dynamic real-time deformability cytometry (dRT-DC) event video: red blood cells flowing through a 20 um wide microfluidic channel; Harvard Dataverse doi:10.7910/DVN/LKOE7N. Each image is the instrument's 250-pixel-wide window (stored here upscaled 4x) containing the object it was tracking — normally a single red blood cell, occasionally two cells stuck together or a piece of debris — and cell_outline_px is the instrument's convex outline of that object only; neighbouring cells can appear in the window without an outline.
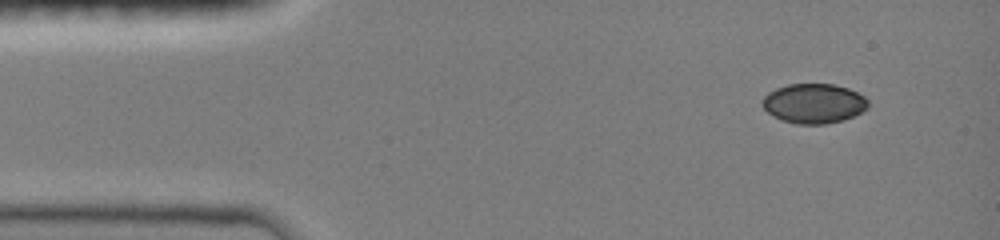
{"species": "common noctule bat (a hibernating species)", "species_latin": "Nyctalus noctula", "temperature_condition": "room temperature", "stored_images_in_passage": 44, "camera_frame_rate_fps": 3000, "um_per_image_px": 0.085, "animal": {"sex": "female", "body_mass_g": 19.0, "forearm_length_mm": 51.5}, "frame": {"image": 1, "passage_image": 1, "time_ms": 0.0, "image_size_px": [1000, 240], "cell_outline_px": [[868, 108], [852, 116], [840, 120], [824, 124], [796, 124], [784, 120], [768, 112], [764, 108], [764, 96], [768, 92], [776, 88], [788, 84], [832, 84], [848, 88], [864, 96], [868, 100]], "centroid_in_image_um": [69.19, 8.78], "position_along_channel_um": 15.8, "area_um2": 24.04}}
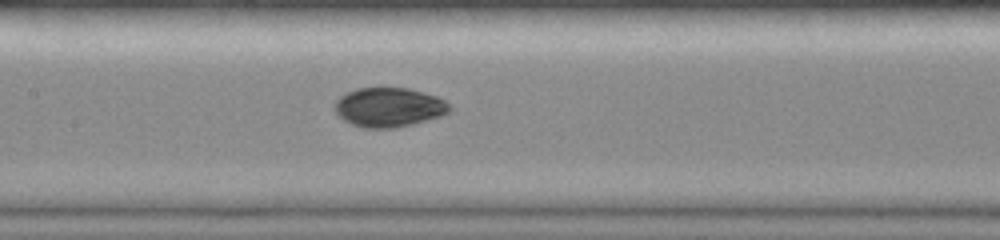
{"frame": {"image": 2, "passage_image": 19, "time_ms": 6.0, "image_size_px": [1000, 240], "cell_outline_px": [[452, 108], [448, 112], [440, 116], [412, 124], [396, 128], [364, 128], [352, 124], [344, 120], [332, 108], [336, 100], [344, 92], [356, 88], [408, 88], [424, 92], [436, 96], [444, 100]], "centroid_in_image_um": [33.02, 9.11], "position_along_channel_um": 174.4, "area_um2": 26.41}}
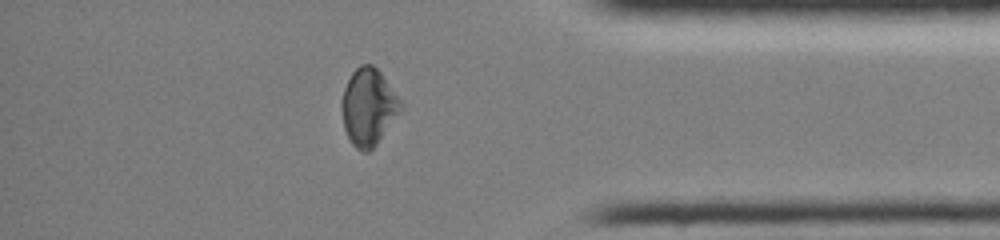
{"frame": {"image": 3, "passage_image": 37, "time_ms": 12.0, "image_size_px": [1000, 240], "cell_outline_px": [[404, 108], [376, 144], [368, 152], [364, 152], [356, 148], [352, 144], [344, 128], [340, 108], [340, 100], [344, 88], [352, 72], [360, 64], [372, 64], [380, 72], [404, 104]], "centroid_in_image_um": [31.31, 9.08], "position_along_channel_um": 403.9, "area_um2": 26.59}, "authors_computed_cell_mechanics": {"area_um2": 26.1834, "velocity_mm_per_s": 4.0267, "shape_relaxation_time_tau1_ms": 4.2201, "shape_relaxation_time_tau2_ms": 4.2266, "deformation_change_tau1": 0.1438, "deformation_change_tau2": 0.0613}}